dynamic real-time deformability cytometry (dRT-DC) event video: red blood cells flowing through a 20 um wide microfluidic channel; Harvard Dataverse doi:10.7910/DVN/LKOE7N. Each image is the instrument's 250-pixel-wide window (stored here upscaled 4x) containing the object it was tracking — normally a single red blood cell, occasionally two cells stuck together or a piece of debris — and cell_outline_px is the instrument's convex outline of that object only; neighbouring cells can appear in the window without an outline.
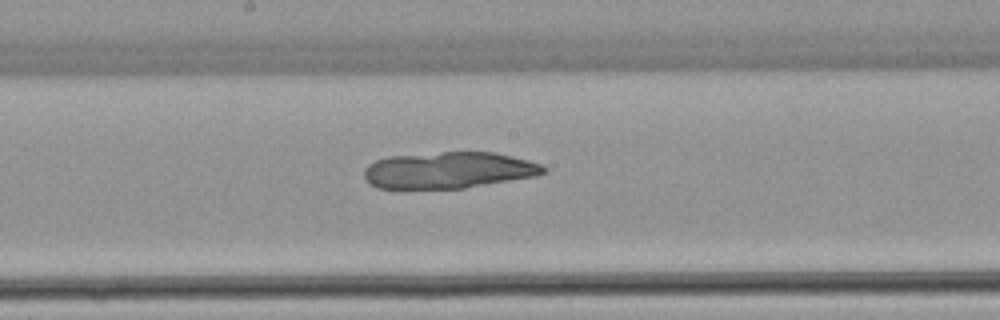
{"species": "common noctule bat (a hibernating species)", "species_latin": "Nyctalus noctula", "temperature_condition": "warm", "stored_images_in_passage": 45, "camera_frame_rate_fps": 3000, "um_per_image_px": 0.085, "animal": {"sex": "female", "body_mass_g": 22.7, "forearm_length_mm": 54.2}, "frame": {"image": 1, "passage_image": 24, "time_ms": 7.667, "image_size_px": [1000, 320], "cell_outline_px": [[548, 172], [536, 176], [464, 188], [376, 188], [364, 176], [364, 168], [368, 164], [376, 160], [388, 156], [440, 152], [496, 152], [528, 160], [540, 164], [548, 168]], "centroid_in_image_um": [38.16, 14.45], "position_along_channel_um": 210.0, "area_um2": 38.15}}